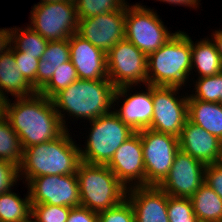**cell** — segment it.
I'll return each mask as SVG.
<instances>
[{
  "label": "cell",
  "instance_id": "cell-13",
  "mask_svg": "<svg viewBox=\"0 0 222 222\" xmlns=\"http://www.w3.org/2000/svg\"><path fill=\"white\" fill-rule=\"evenodd\" d=\"M205 167L202 161L179 149L168 175L158 187L169 196L191 198L205 182Z\"/></svg>",
  "mask_w": 222,
  "mask_h": 222
},
{
  "label": "cell",
  "instance_id": "cell-2",
  "mask_svg": "<svg viewBox=\"0 0 222 222\" xmlns=\"http://www.w3.org/2000/svg\"><path fill=\"white\" fill-rule=\"evenodd\" d=\"M116 87L110 80L78 79L52 98L54 108L66 130V115L74 119L92 121L112 112ZM63 113V114H62ZM74 116V117H73Z\"/></svg>",
  "mask_w": 222,
  "mask_h": 222
},
{
  "label": "cell",
  "instance_id": "cell-3",
  "mask_svg": "<svg viewBox=\"0 0 222 222\" xmlns=\"http://www.w3.org/2000/svg\"><path fill=\"white\" fill-rule=\"evenodd\" d=\"M80 159V147L68 130L53 141L23 149L19 179L25 183L31 178L45 175H76Z\"/></svg>",
  "mask_w": 222,
  "mask_h": 222
},
{
  "label": "cell",
  "instance_id": "cell-20",
  "mask_svg": "<svg viewBox=\"0 0 222 222\" xmlns=\"http://www.w3.org/2000/svg\"><path fill=\"white\" fill-rule=\"evenodd\" d=\"M15 97H28L36 93L34 88L23 77L16 65L14 46L0 55V94L8 99V95Z\"/></svg>",
  "mask_w": 222,
  "mask_h": 222
},
{
  "label": "cell",
  "instance_id": "cell-19",
  "mask_svg": "<svg viewBox=\"0 0 222 222\" xmlns=\"http://www.w3.org/2000/svg\"><path fill=\"white\" fill-rule=\"evenodd\" d=\"M218 137L210 134L202 127L186 120L179 137V148L191 157L204 164L217 163L221 150Z\"/></svg>",
  "mask_w": 222,
  "mask_h": 222
},
{
  "label": "cell",
  "instance_id": "cell-26",
  "mask_svg": "<svg viewBox=\"0 0 222 222\" xmlns=\"http://www.w3.org/2000/svg\"><path fill=\"white\" fill-rule=\"evenodd\" d=\"M49 41L34 31L30 26L11 29V44L26 55L41 59Z\"/></svg>",
  "mask_w": 222,
  "mask_h": 222
},
{
  "label": "cell",
  "instance_id": "cell-35",
  "mask_svg": "<svg viewBox=\"0 0 222 222\" xmlns=\"http://www.w3.org/2000/svg\"><path fill=\"white\" fill-rule=\"evenodd\" d=\"M19 168L17 165L0 160V194L9 192L19 179Z\"/></svg>",
  "mask_w": 222,
  "mask_h": 222
},
{
  "label": "cell",
  "instance_id": "cell-17",
  "mask_svg": "<svg viewBox=\"0 0 222 222\" xmlns=\"http://www.w3.org/2000/svg\"><path fill=\"white\" fill-rule=\"evenodd\" d=\"M70 61L81 80H109L106 53L77 33L69 37Z\"/></svg>",
  "mask_w": 222,
  "mask_h": 222
},
{
  "label": "cell",
  "instance_id": "cell-6",
  "mask_svg": "<svg viewBox=\"0 0 222 222\" xmlns=\"http://www.w3.org/2000/svg\"><path fill=\"white\" fill-rule=\"evenodd\" d=\"M89 122L86 146L80 147L81 161L89 164L107 165L115 151L135 133L113 111Z\"/></svg>",
  "mask_w": 222,
  "mask_h": 222
},
{
  "label": "cell",
  "instance_id": "cell-32",
  "mask_svg": "<svg viewBox=\"0 0 222 222\" xmlns=\"http://www.w3.org/2000/svg\"><path fill=\"white\" fill-rule=\"evenodd\" d=\"M71 208L50 204L31 205V216L36 222H66Z\"/></svg>",
  "mask_w": 222,
  "mask_h": 222
},
{
  "label": "cell",
  "instance_id": "cell-28",
  "mask_svg": "<svg viewBox=\"0 0 222 222\" xmlns=\"http://www.w3.org/2000/svg\"><path fill=\"white\" fill-rule=\"evenodd\" d=\"M78 79L73 63L71 61L64 62L55 70L50 81L39 91V93L51 99L56 93L67 88Z\"/></svg>",
  "mask_w": 222,
  "mask_h": 222
},
{
  "label": "cell",
  "instance_id": "cell-43",
  "mask_svg": "<svg viewBox=\"0 0 222 222\" xmlns=\"http://www.w3.org/2000/svg\"><path fill=\"white\" fill-rule=\"evenodd\" d=\"M217 163L222 166V143H221V150H220V155H219V159H218Z\"/></svg>",
  "mask_w": 222,
  "mask_h": 222
},
{
  "label": "cell",
  "instance_id": "cell-23",
  "mask_svg": "<svg viewBox=\"0 0 222 222\" xmlns=\"http://www.w3.org/2000/svg\"><path fill=\"white\" fill-rule=\"evenodd\" d=\"M191 57V71L196 68L198 78L214 76L222 72V61L212 38L200 39L195 41V44L191 38Z\"/></svg>",
  "mask_w": 222,
  "mask_h": 222
},
{
  "label": "cell",
  "instance_id": "cell-5",
  "mask_svg": "<svg viewBox=\"0 0 222 222\" xmlns=\"http://www.w3.org/2000/svg\"><path fill=\"white\" fill-rule=\"evenodd\" d=\"M76 176L79 184L80 206L100 212L126 199L127 188L106 165L81 161Z\"/></svg>",
  "mask_w": 222,
  "mask_h": 222
},
{
  "label": "cell",
  "instance_id": "cell-8",
  "mask_svg": "<svg viewBox=\"0 0 222 222\" xmlns=\"http://www.w3.org/2000/svg\"><path fill=\"white\" fill-rule=\"evenodd\" d=\"M30 15L29 26L48 41L69 39L77 33L78 17L73 1L37 3Z\"/></svg>",
  "mask_w": 222,
  "mask_h": 222
},
{
  "label": "cell",
  "instance_id": "cell-9",
  "mask_svg": "<svg viewBox=\"0 0 222 222\" xmlns=\"http://www.w3.org/2000/svg\"><path fill=\"white\" fill-rule=\"evenodd\" d=\"M145 165V186H158L168 175L179 148V138L144 129L139 131Z\"/></svg>",
  "mask_w": 222,
  "mask_h": 222
},
{
  "label": "cell",
  "instance_id": "cell-1",
  "mask_svg": "<svg viewBox=\"0 0 222 222\" xmlns=\"http://www.w3.org/2000/svg\"><path fill=\"white\" fill-rule=\"evenodd\" d=\"M5 100L4 114L17 133L23 149L53 141L66 129L51 99L36 92L28 97Z\"/></svg>",
  "mask_w": 222,
  "mask_h": 222
},
{
  "label": "cell",
  "instance_id": "cell-18",
  "mask_svg": "<svg viewBox=\"0 0 222 222\" xmlns=\"http://www.w3.org/2000/svg\"><path fill=\"white\" fill-rule=\"evenodd\" d=\"M126 198L134 209L135 222H169L168 195L158 186L132 187Z\"/></svg>",
  "mask_w": 222,
  "mask_h": 222
},
{
  "label": "cell",
  "instance_id": "cell-16",
  "mask_svg": "<svg viewBox=\"0 0 222 222\" xmlns=\"http://www.w3.org/2000/svg\"><path fill=\"white\" fill-rule=\"evenodd\" d=\"M132 87L134 86H121L116 88L113 106H115L117 100L119 102L121 98H125L123 99L124 101H122V105L119 106L120 108L118 110L114 109L113 112L133 131L139 132L148 129L153 118L152 86L145 85L146 91L142 90V92H135L131 95L130 90Z\"/></svg>",
  "mask_w": 222,
  "mask_h": 222
},
{
  "label": "cell",
  "instance_id": "cell-40",
  "mask_svg": "<svg viewBox=\"0 0 222 222\" xmlns=\"http://www.w3.org/2000/svg\"><path fill=\"white\" fill-rule=\"evenodd\" d=\"M211 36L213 38L212 41L215 44L219 57L221 58L222 61V29L215 30Z\"/></svg>",
  "mask_w": 222,
  "mask_h": 222
},
{
  "label": "cell",
  "instance_id": "cell-29",
  "mask_svg": "<svg viewBox=\"0 0 222 222\" xmlns=\"http://www.w3.org/2000/svg\"><path fill=\"white\" fill-rule=\"evenodd\" d=\"M194 84L195 93L189 94L188 98L220 103V96L222 95V72L214 76L198 78Z\"/></svg>",
  "mask_w": 222,
  "mask_h": 222
},
{
  "label": "cell",
  "instance_id": "cell-45",
  "mask_svg": "<svg viewBox=\"0 0 222 222\" xmlns=\"http://www.w3.org/2000/svg\"><path fill=\"white\" fill-rule=\"evenodd\" d=\"M220 104H222V95L220 96Z\"/></svg>",
  "mask_w": 222,
  "mask_h": 222
},
{
  "label": "cell",
  "instance_id": "cell-33",
  "mask_svg": "<svg viewBox=\"0 0 222 222\" xmlns=\"http://www.w3.org/2000/svg\"><path fill=\"white\" fill-rule=\"evenodd\" d=\"M98 222H135L134 209L126 198L120 204L98 212Z\"/></svg>",
  "mask_w": 222,
  "mask_h": 222
},
{
  "label": "cell",
  "instance_id": "cell-11",
  "mask_svg": "<svg viewBox=\"0 0 222 222\" xmlns=\"http://www.w3.org/2000/svg\"><path fill=\"white\" fill-rule=\"evenodd\" d=\"M179 87L152 86L153 118L148 129L180 137L188 119V93L179 95Z\"/></svg>",
  "mask_w": 222,
  "mask_h": 222
},
{
  "label": "cell",
  "instance_id": "cell-34",
  "mask_svg": "<svg viewBox=\"0 0 222 222\" xmlns=\"http://www.w3.org/2000/svg\"><path fill=\"white\" fill-rule=\"evenodd\" d=\"M14 58L16 60V65L20 69L23 77L36 91V72L40 59L26 55L24 52L18 51L15 47Z\"/></svg>",
  "mask_w": 222,
  "mask_h": 222
},
{
  "label": "cell",
  "instance_id": "cell-21",
  "mask_svg": "<svg viewBox=\"0 0 222 222\" xmlns=\"http://www.w3.org/2000/svg\"><path fill=\"white\" fill-rule=\"evenodd\" d=\"M70 61L69 40L49 41L39 60L36 72V92H39L52 78L55 70Z\"/></svg>",
  "mask_w": 222,
  "mask_h": 222
},
{
  "label": "cell",
  "instance_id": "cell-36",
  "mask_svg": "<svg viewBox=\"0 0 222 222\" xmlns=\"http://www.w3.org/2000/svg\"><path fill=\"white\" fill-rule=\"evenodd\" d=\"M222 199V166L218 163L207 164L205 182Z\"/></svg>",
  "mask_w": 222,
  "mask_h": 222
},
{
  "label": "cell",
  "instance_id": "cell-12",
  "mask_svg": "<svg viewBox=\"0 0 222 222\" xmlns=\"http://www.w3.org/2000/svg\"><path fill=\"white\" fill-rule=\"evenodd\" d=\"M31 205L80 206L76 175H45L31 178L27 183Z\"/></svg>",
  "mask_w": 222,
  "mask_h": 222
},
{
  "label": "cell",
  "instance_id": "cell-4",
  "mask_svg": "<svg viewBox=\"0 0 222 222\" xmlns=\"http://www.w3.org/2000/svg\"><path fill=\"white\" fill-rule=\"evenodd\" d=\"M147 61V85L182 88L191 74V37L177 30L170 40L147 56Z\"/></svg>",
  "mask_w": 222,
  "mask_h": 222
},
{
  "label": "cell",
  "instance_id": "cell-39",
  "mask_svg": "<svg viewBox=\"0 0 222 222\" xmlns=\"http://www.w3.org/2000/svg\"><path fill=\"white\" fill-rule=\"evenodd\" d=\"M160 2H166L168 4L179 5V6H187L196 9L199 8V4L201 0H158Z\"/></svg>",
  "mask_w": 222,
  "mask_h": 222
},
{
  "label": "cell",
  "instance_id": "cell-22",
  "mask_svg": "<svg viewBox=\"0 0 222 222\" xmlns=\"http://www.w3.org/2000/svg\"><path fill=\"white\" fill-rule=\"evenodd\" d=\"M188 120L222 140V104L188 98Z\"/></svg>",
  "mask_w": 222,
  "mask_h": 222
},
{
  "label": "cell",
  "instance_id": "cell-15",
  "mask_svg": "<svg viewBox=\"0 0 222 222\" xmlns=\"http://www.w3.org/2000/svg\"><path fill=\"white\" fill-rule=\"evenodd\" d=\"M106 166L127 189L145 186V165L140 133L135 132L123 142Z\"/></svg>",
  "mask_w": 222,
  "mask_h": 222
},
{
  "label": "cell",
  "instance_id": "cell-38",
  "mask_svg": "<svg viewBox=\"0 0 222 222\" xmlns=\"http://www.w3.org/2000/svg\"><path fill=\"white\" fill-rule=\"evenodd\" d=\"M11 28H0V55L11 47Z\"/></svg>",
  "mask_w": 222,
  "mask_h": 222
},
{
  "label": "cell",
  "instance_id": "cell-14",
  "mask_svg": "<svg viewBox=\"0 0 222 222\" xmlns=\"http://www.w3.org/2000/svg\"><path fill=\"white\" fill-rule=\"evenodd\" d=\"M126 6L122 10L78 19L77 34L107 53L125 39Z\"/></svg>",
  "mask_w": 222,
  "mask_h": 222
},
{
  "label": "cell",
  "instance_id": "cell-31",
  "mask_svg": "<svg viewBox=\"0 0 222 222\" xmlns=\"http://www.w3.org/2000/svg\"><path fill=\"white\" fill-rule=\"evenodd\" d=\"M167 214L169 222H198L190 198L168 195Z\"/></svg>",
  "mask_w": 222,
  "mask_h": 222
},
{
  "label": "cell",
  "instance_id": "cell-25",
  "mask_svg": "<svg viewBox=\"0 0 222 222\" xmlns=\"http://www.w3.org/2000/svg\"><path fill=\"white\" fill-rule=\"evenodd\" d=\"M20 198L15 192L0 194V222H22L31 215L29 192Z\"/></svg>",
  "mask_w": 222,
  "mask_h": 222
},
{
  "label": "cell",
  "instance_id": "cell-42",
  "mask_svg": "<svg viewBox=\"0 0 222 222\" xmlns=\"http://www.w3.org/2000/svg\"><path fill=\"white\" fill-rule=\"evenodd\" d=\"M59 1H63V0H41L38 3H52V2H59Z\"/></svg>",
  "mask_w": 222,
  "mask_h": 222
},
{
  "label": "cell",
  "instance_id": "cell-30",
  "mask_svg": "<svg viewBox=\"0 0 222 222\" xmlns=\"http://www.w3.org/2000/svg\"><path fill=\"white\" fill-rule=\"evenodd\" d=\"M127 4L126 0H77L75 2L78 19L122 10Z\"/></svg>",
  "mask_w": 222,
  "mask_h": 222
},
{
  "label": "cell",
  "instance_id": "cell-24",
  "mask_svg": "<svg viewBox=\"0 0 222 222\" xmlns=\"http://www.w3.org/2000/svg\"><path fill=\"white\" fill-rule=\"evenodd\" d=\"M198 222H221L222 199L203 183L190 198Z\"/></svg>",
  "mask_w": 222,
  "mask_h": 222
},
{
  "label": "cell",
  "instance_id": "cell-27",
  "mask_svg": "<svg viewBox=\"0 0 222 222\" xmlns=\"http://www.w3.org/2000/svg\"><path fill=\"white\" fill-rule=\"evenodd\" d=\"M23 157V148L17 133L12 129L5 114L0 115V160L11 162L18 167Z\"/></svg>",
  "mask_w": 222,
  "mask_h": 222
},
{
  "label": "cell",
  "instance_id": "cell-37",
  "mask_svg": "<svg viewBox=\"0 0 222 222\" xmlns=\"http://www.w3.org/2000/svg\"><path fill=\"white\" fill-rule=\"evenodd\" d=\"M66 222H98V212L83 206L72 207Z\"/></svg>",
  "mask_w": 222,
  "mask_h": 222
},
{
  "label": "cell",
  "instance_id": "cell-41",
  "mask_svg": "<svg viewBox=\"0 0 222 222\" xmlns=\"http://www.w3.org/2000/svg\"><path fill=\"white\" fill-rule=\"evenodd\" d=\"M5 98L0 94V115L4 114Z\"/></svg>",
  "mask_w": 222,
  "mask_h": 222
},
{
  "label": "cell",
  "instance_id": "cell-44",
  "mask_svg": "<svg viewBox=\"0 0 222 222\" xmlns=\"http://www.w3.org/2000/svg\"><path fill=\"white\" fill-rule=\"evenodd\" d=\"M22 222H36V220L30 215L26 220Z\"/></svg>",
  "mask_w": 222,
  "mask_h": 222
},
{
  "label": "cell",
  "instance_id": "cell-7",
  "mask_svg": "<svg viewBox=\"0 0 222 222\" xmlns=\"http://www.w3.org/2000/svg\"><path fill=\"white\" fill-rule=\"evenodd\" d=\"M175 33L168 31L154 9L140 3L126 5L125 39L147 56L158 50Z\"/></svg>",
  "mask_w": 222,
  "mask_h": 222
},
{
  "label": "cell",
  "instance_id": "cell-10",
  "mask_svg": "<svg viewBox=\"0 0 222 222\" xmlns=\"http://www.w3.org/2000/svg\"><path fill=\"white\" fill-rule=\"evenodd\" d=\"M108 79L116 88L147 85V55L127 39L106 53Z\"/></svg>",
  "mask_w": 222,
  "mask_h": 222
}]
</instances>
